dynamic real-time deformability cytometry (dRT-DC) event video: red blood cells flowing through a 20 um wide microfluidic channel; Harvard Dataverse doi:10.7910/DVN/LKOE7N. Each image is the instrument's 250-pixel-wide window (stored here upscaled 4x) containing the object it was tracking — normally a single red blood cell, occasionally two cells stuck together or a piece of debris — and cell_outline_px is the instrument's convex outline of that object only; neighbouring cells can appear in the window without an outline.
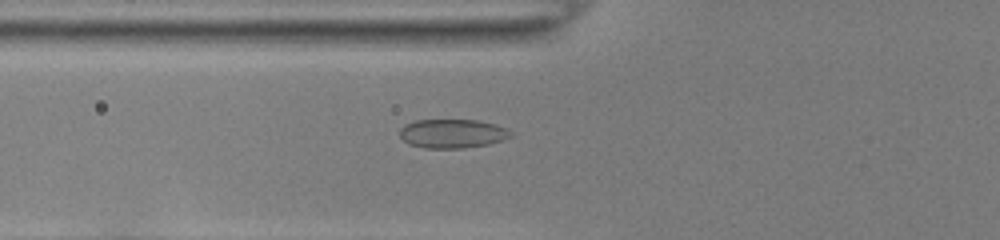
{"species": "common noctule bat (a hibernating species)", "species_latin": "Nyctalus noctula", "temperature_condition": "room temperature", "stored_images_in_passage": 39, "camera_frame_rate_fps": 3000, "um_per_image_px": 0.085, "animal": {"sex": "female", "body_mass_g": 22.0, "forearm_length_mm": 56.7}, "frame": {"image": 1, "passage_image": 7, "time_ms": 2.0, "image_size_px": [1000, 240], "cell_outline_px": [[512, 136], [504, 140], [488, 144], [464, 148], [424, 148], [408, 144], [400, 136], [400, 128], [404, 124], [416, 120], [476, 120], [496, 124], [512, 132]], "centroid_in_image_um": [38.44, 11.35], "position_along_channel_um": 87.4, "area_um2": 18.79}}
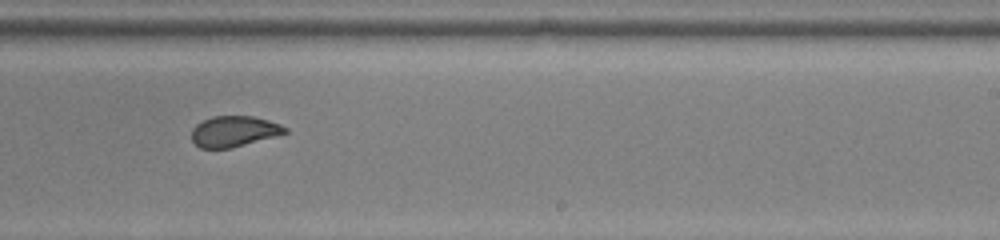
{"frame": {"image": 2, "passage_image": 21, "time_ms": 6.667, "image_size_px": [1000, 240], "cell_outline_px": [[288, 132], [244, 144], [228, 148], [200, 148], [192, 140], [192, 128], [196, 124], [212, 116], [252, 116], [268, 120], [280, 124], [288, 128]], "centroid_in_image_um": [19.87, 11.15], "position_along_channel_um": 269.1, "area_um2": 16.47}}
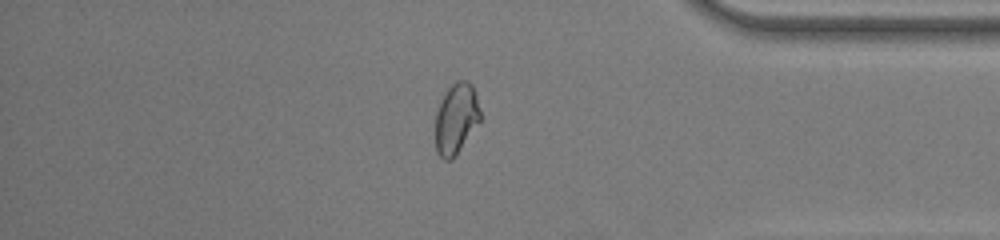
{"frame": {"image": 3, "passage_image": 32, "time_ms": 10.333, "image_size_px": [1000, 240], "cell_outline_px": [[480, 120], [452, 160], [444, 160], [436, 152], [436, 112], [444, 92], [456, 80], [468, 80], [472, 84], [476, 96], [480, 112]], "centroid_in_image_um": [38.76, 10.06], "position_along_channel_um": 396.4, "area_um2": 18.32}, "authors_computed_cell_mechanics": {"area_um2": 18.3226, "velocity_mm_per_s": 3.897, "shape_relaxation_time_tau1_ms": 4.6985, "shape_relaxation_time_tau2_ms": null, "deformation_change_tau1": 0.108, "deformation_change_tau2": null}}